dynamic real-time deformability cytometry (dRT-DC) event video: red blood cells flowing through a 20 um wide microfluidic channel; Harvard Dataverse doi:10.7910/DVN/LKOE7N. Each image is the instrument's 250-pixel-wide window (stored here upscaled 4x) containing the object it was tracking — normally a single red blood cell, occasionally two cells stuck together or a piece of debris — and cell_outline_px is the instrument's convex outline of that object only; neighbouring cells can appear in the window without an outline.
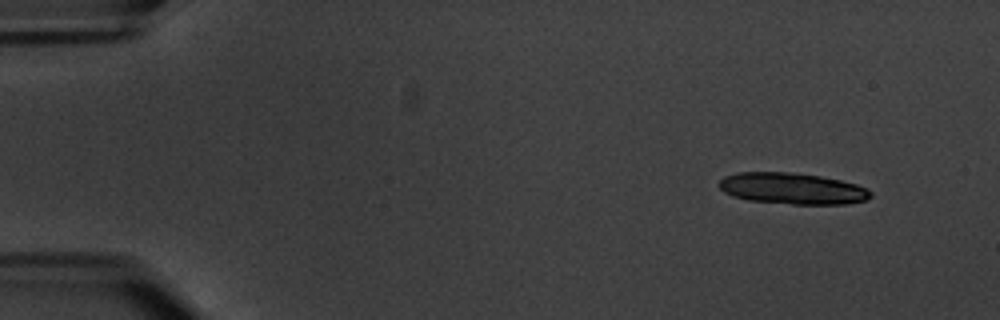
{"species": "common noctule bat (a hibernating species)", "species_latin": "Nyctalus noctula", "temperature_condition": "warm", "stored_images_in_passage": 5, "camera_frame_rate_fps": 3000, "um_per_image_px": 0.085, "animal": {"sex": "male", "body_mass_g": 20.1, "forearm_length_mm": 53.5}, "frame": {"image": 1, "passage_image": 1, "time_ms": 0.0, "image_size_px": [1000, 320], "cell_outline_px": [[872, 196], [864, 200], [848, 204], [792, 204], [748, 200], [732, 196], [724, 192], [720, 188], [720, 180], [724, 176], [736, 172], [792, 172], [820, 176], [840, 180], [856, 184], [872, 192]], "centroid_in_image_um": [67.32, 16.02], "position_along_channel_um": 17.7, "area_um2": 27.63}}